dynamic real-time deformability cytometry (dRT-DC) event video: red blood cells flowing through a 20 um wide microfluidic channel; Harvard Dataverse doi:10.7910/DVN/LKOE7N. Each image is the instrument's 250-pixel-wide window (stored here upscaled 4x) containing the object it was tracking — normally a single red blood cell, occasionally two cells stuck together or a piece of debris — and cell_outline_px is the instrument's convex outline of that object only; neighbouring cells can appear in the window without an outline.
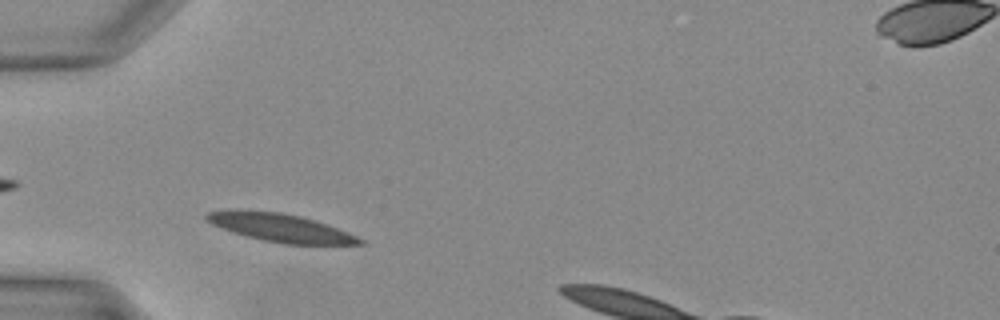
{"species": "Egyptian fruit bat (a non-hibernating species)", "species_latin": "Rousettus aegyptiacus", "temperature_condition": "warm", "stored_images_in_passage": 24, "camera_frame_rate_fps": 3000, "um_per_image_px": 0.085, "animal": {"sex": "female"}, "frame": {"image": 1, "passage_image": 4, "time_ms": 1.0, "image_size_px": [1000, 320], "cell_outline_px": [[364, 244], [284, 244], [264, 240], [248, 236], [212, 224], [204, 216], [208, 212], [280, 212], [300, 216], [336, 228], [356, 236], [364, 240]], "centroid_in_image_um": [23.94, 19.39], "position_along_channel_um": 61.1, "area_um2": 23.64}}
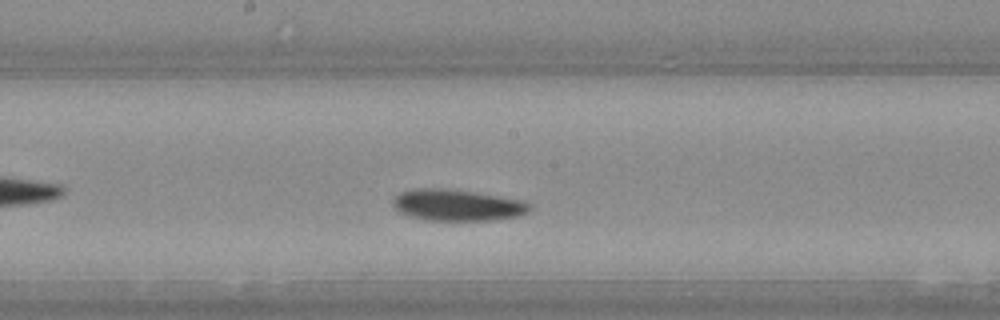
{"frame": {"image": 2, "passage_image": 13, "time_ms": 4.0, "image_size_px": [1000, 320], "cell_outline_px": [[528, 212], [520, 216], [492, 220], [428, 220], [408, 216], [400, 212], [392, 204], [392, 200], [400, 192], [416, 188], [444, 188], [472, 192], [520, 200], [528, 204]], "centroid_in_image_um": [38.8, 17.44], "position_along_channel_um": 209.4, "area_um2": 24.68}}
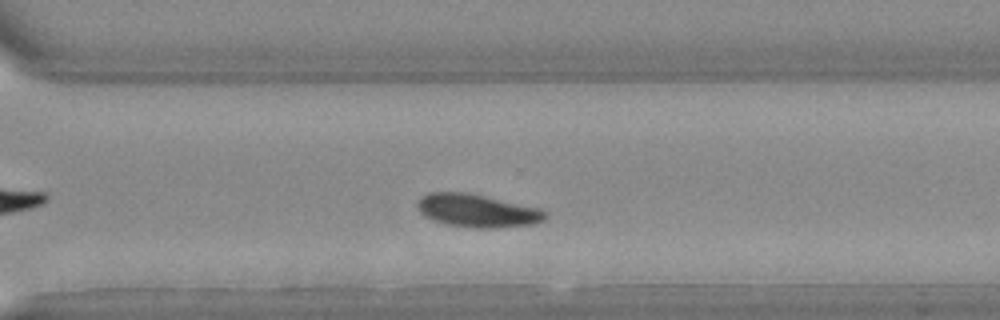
{"frame": {"image": 3, "passage_image": 20, "time_ms": 6.333, "image_size_px": [1000, 320], "cell_outline_px": [[548, 216], [544, 220], [532, 224], [496, 228], [472, 228], [444, 224], [432, 220], [424, 216], [420, 212], [416, 204], [420, 196], [428, 192], [468, 192], [536, 208], [544, 212]], "centroid_in_image_um": [40.48, 17.91], "position_along_channel_um": 330.1, "area_um2": 24.57}}